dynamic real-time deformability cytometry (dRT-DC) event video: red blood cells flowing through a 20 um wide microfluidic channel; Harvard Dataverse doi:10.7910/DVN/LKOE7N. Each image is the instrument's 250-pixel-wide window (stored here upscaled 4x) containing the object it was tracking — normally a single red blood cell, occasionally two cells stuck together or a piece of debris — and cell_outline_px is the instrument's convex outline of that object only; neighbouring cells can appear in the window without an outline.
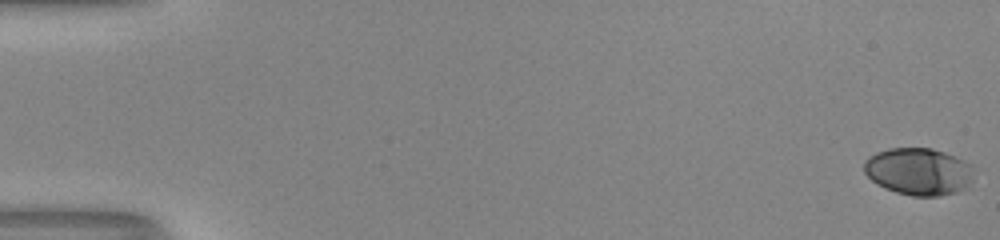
{"species": "human", "species_latin": "Homo sapiens", "temperature_condition": "room temperature", "stored_images_in_passage": 18, "camera_frame_rate_fps": 3000, "um_per_image_px": 0.085, "donor": {"sex": "male"}, "frame": {"image": 1, "passage_image": 1, "time_ms": 0.0, "image_size_px": [1000, 240], "cell_outline_px": [[972, 180], [968, 184], [956, 192], [940, 196], [912, 196], [896, 192], [884, 188], [872, 180], [864, 172], [864, 160], [868, 156], [876, 152], [888, 148], [932, 148], [944, 152], [972, 164]], "centroid_in_image_um": [78.05, 14.57], "position_along_channel_um": 7.0, "area_um2": 30.17}}
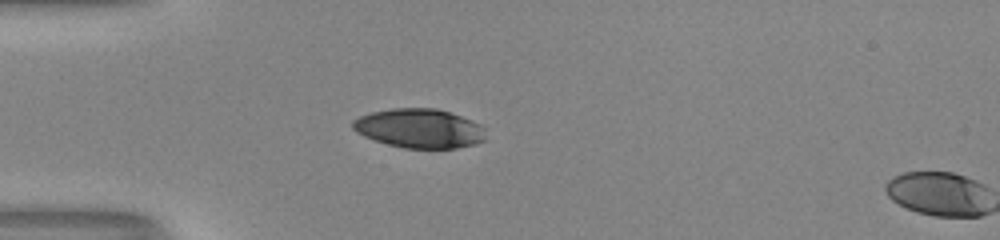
{"frame": {"image": 2, "passage_image": 17, "time_ms": 5.333, "image_size_px": [1000, 240], "cell_outline_px": [[488, 140], [476, 144], [456, 148], [404, 148], [388, 144], [364, 136], [356, 132], [352, 128], [352, 120], [360, 116], [372, 112], [392, 108], [436, 108], [472, 120], [480, 124], [484, 128]], "centroid_in_image_um": [35.68, 10.92], "position_along_channel_um": 49.3, "area_um2": 30.52}}